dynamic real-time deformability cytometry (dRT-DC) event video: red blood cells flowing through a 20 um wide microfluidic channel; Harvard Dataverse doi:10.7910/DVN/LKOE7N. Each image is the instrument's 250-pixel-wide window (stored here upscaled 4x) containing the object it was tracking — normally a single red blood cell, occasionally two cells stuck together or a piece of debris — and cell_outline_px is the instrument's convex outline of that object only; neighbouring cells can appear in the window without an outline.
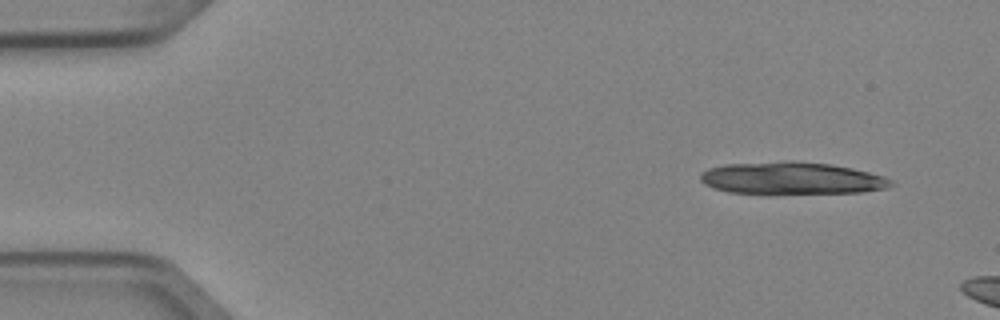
{"species": "Egyptian fruit bat (a non-hibernating species)", "species_latin": "Rousettus aegyptiacus", "temperature_condition": "cold", "stored_images_in_passage": 3, "camera_frame_rate_fps": 3000, "um_per_image_px": 0.085, "animal": {"sex": "female"}, "frame": {"image": 1, "passage_image": 1, "time_ms": 0.0, "image_size_px": [1000, 320], "cell_outline_px": [[896, 184], [888, 188], [864, 192], [728, 192], [712, 188], [704, 184], [700, 180], [700, 172], [708, 168], [724, 164], [788, 160], [792, 160], [828, 164], [852, 168], [884, 176], [892, 180]], "centroid_in_image_um": [67.28, 15.12], "position_along_channel_um": 17.7, "area_um2": 35.55}}